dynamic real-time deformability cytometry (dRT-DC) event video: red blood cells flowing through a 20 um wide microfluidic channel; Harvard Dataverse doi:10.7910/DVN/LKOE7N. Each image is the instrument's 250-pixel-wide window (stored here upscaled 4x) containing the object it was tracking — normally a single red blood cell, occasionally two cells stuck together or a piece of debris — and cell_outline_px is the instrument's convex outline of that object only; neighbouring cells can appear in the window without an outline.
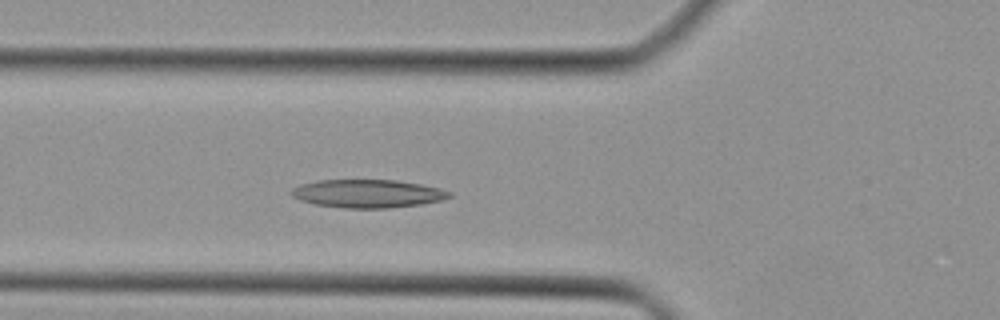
{"species": "Egyptian fruit bat (a non-hibernating species)", "species_latin": "Rousettus aegyptiacus", "temperature_condition": "cold", "stored_images_in_passage": 40, "camera_frame_rate_fps": 3000, "um_per_image_px": 0.085, "animal": {"sex": "female"}, "frame": {"image": 1, "passage_image": 11, "time_ms": 3.333, "image_size_px": [1000, 320], "cell_outline_px": [[452, 196], [440, 200], [420, 204], [388, 208], [344, 208], [316, 204], [300, 200], [292, 196], [288, 192], [292, 188], [300, 184], [316, 180], [396, 180], [420, 184], [440, 188], [452, 192]], "centroid_in_image_um": [31.22, 16.45], "position_along_channel_um": 94.6, "area_um2": 25.95}}
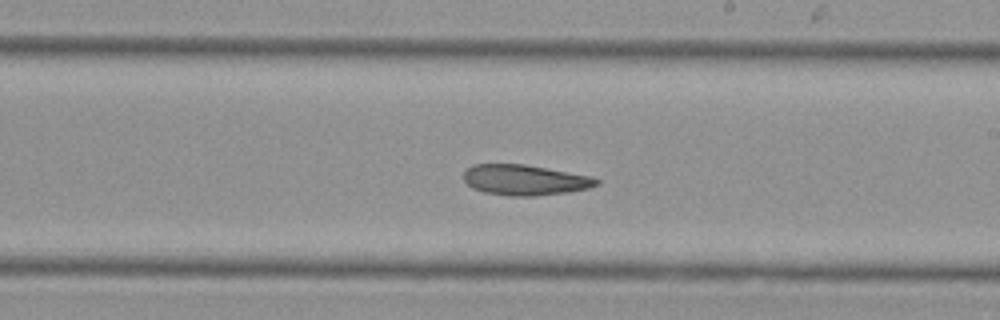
{"frame": {"image": 2, "passage_image": 21, "time_ms": 6.667, "image_size_px": [1000, 320], "cell_outline_px": [[600, 184], [588, 188], [568, 192], [536, 196], [508, 196], [484, 192], [472, 188], [464, 180], [464, 172], [472, 164], [524, 164], [592, 176], [600, 180]], "centroid_in_image_um": [44.62, 15.3], "position_along_channel_um": 244.4, "area_um2": 23.7}}
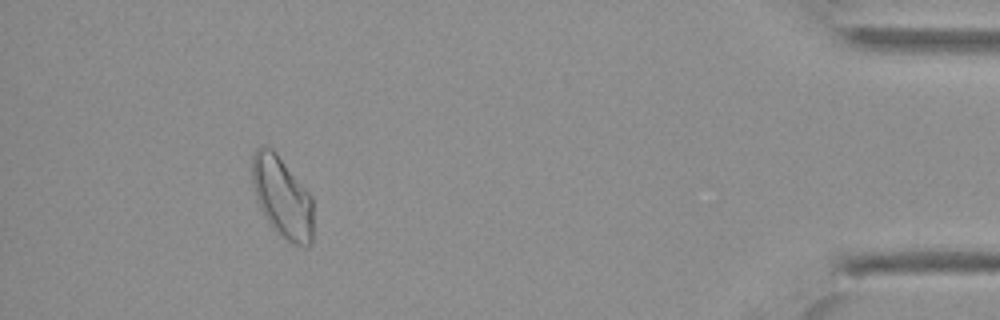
{"frame": {"image": 3, "passage_image": 36, "time_ms": 11.667, "image_size_px": [1000, 320], "cell_outline_px": [[312, 244], [308, 248], [304, 248], [292, 244], [276, 232], [272, 228], [264, 216], [260, 208], [256, 196], [252, 180], [252, 156], [256, 148], [264, 144], [272, 148], [276, 152], [312, 196]], "centroid_in_image_um": [23.99, 16.78], "position_along_channel_um": 411.2, "area_um2": 29.13}}